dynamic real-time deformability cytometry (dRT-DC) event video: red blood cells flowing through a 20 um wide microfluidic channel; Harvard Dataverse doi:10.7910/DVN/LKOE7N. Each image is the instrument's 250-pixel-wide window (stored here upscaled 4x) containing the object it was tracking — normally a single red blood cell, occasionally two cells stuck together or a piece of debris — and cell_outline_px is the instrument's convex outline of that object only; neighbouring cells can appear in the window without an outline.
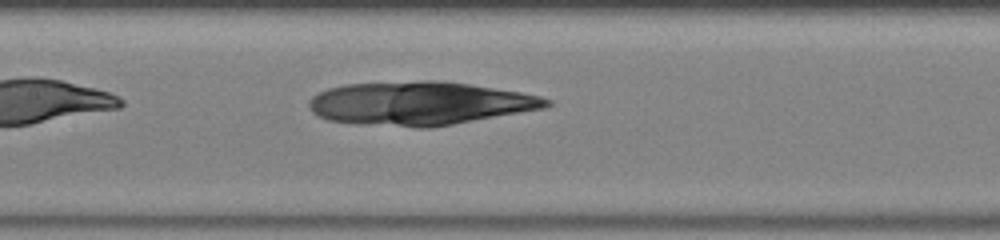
{"species": "human", "species_latin": "Homo sapiens", "temperature_condition": "warm", "stored_images_in_passage": 31, "camera_frame_rate_fps": 3000, "um_per_image_px": 0.085, "donor": {"sex": "male"}, "frame": {"image": 1, "passage_image": 8, "time_ms": 2.333, "image_size_px": [1000, 240], "cell_outline_px": [[552, 104], [544, 108], [432, 128], [416, 128], [360, 124], [328, 120], [312, 112], [308, 104], [308, 100], [312, 96], [328, 88], [348, 84], [420, 80], [440, 80], [468, 84], [520, 92], [540, 96], [552, 100]], "centroid_in_image_um": [35.66, 8.79], "position_along_channel_um": 171.7, "area_um2": 60.29}}
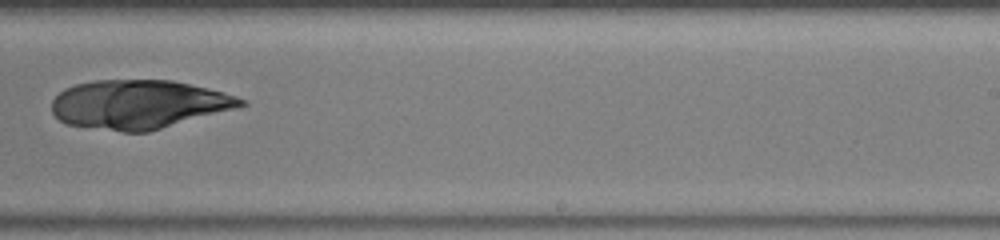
{"frame": {"image": 2, "passage_image": 15, "time_ms": 4.667, "image_size_px": [1000, 240], "cell_outline_px": [[248, 104], [236, 108], [148, 132], [124, 132], [68, 124], [60, 120], [52, 112], [52, 100], [64, 88], [76, 84], [96, 80], [172, 80], [208, 88], [236, 96], [248, 100]], "centroid_in_image_um": [11.8, 8.86], "position_along_channel_um": 277.2, "area_um2": 53.58}}
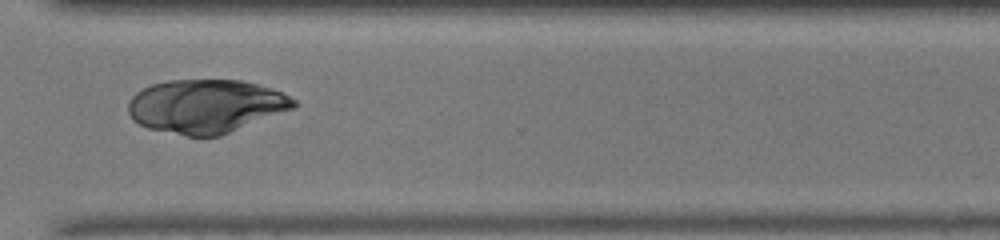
{"frame": {"image": 3, "passage_image": 20, "time_ms": 6.333, "image_size_px": [1000, 240], "cell_outline_px": [[300, 104], [296, 108], [220, 136], [188, 136], [148, 128], [132, 120], [128, 112], [128, 100], [136, 92], [152, 84], [164, 80], [240, 80], [256, 84], [280, 92], [296, 100]], "centroid_in_image_um": [17.5, 9.03], "position_along_channel_um": 353.1, "area_um2": 51.79}}